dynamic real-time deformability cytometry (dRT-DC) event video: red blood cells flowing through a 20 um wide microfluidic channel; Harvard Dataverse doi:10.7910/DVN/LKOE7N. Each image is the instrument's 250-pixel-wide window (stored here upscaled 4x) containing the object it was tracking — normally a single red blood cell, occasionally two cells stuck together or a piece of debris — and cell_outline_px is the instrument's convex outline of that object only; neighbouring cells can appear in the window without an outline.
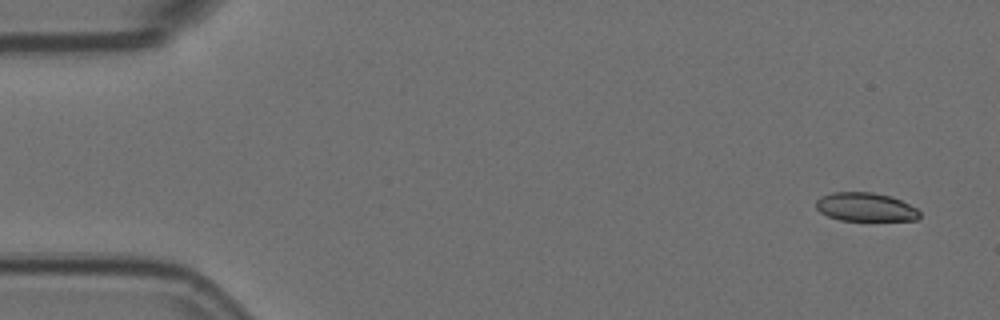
{"species": "Egyptian fruit bat (a non-hibernating species)", "species_latin": "Rousettus aegyptiacus", "temperature_condition": "room temperature", "stored_images_in_passage": 4, "camera_frame_rate_fps": 3000, "um_per_image_px": 0.085, "animal": {"sex": "female"}, "frame": {"image": 1, "passage_image": 1, "time_ms": 0.0, "image_size_px": [1000, 320], "cell_outline_px": [[920, 216], [916, 220], [840, 220], [828, 216], [820, 212], [816, 208], [816, 200], [820, 196], [832, 192], [872, 192], [892, 196], [916, 208], [920, 212]], "centroid_in_image_um": [73.54, 17.59], "position_along_channel_um": 11.5, "area_um2": 17.28}}
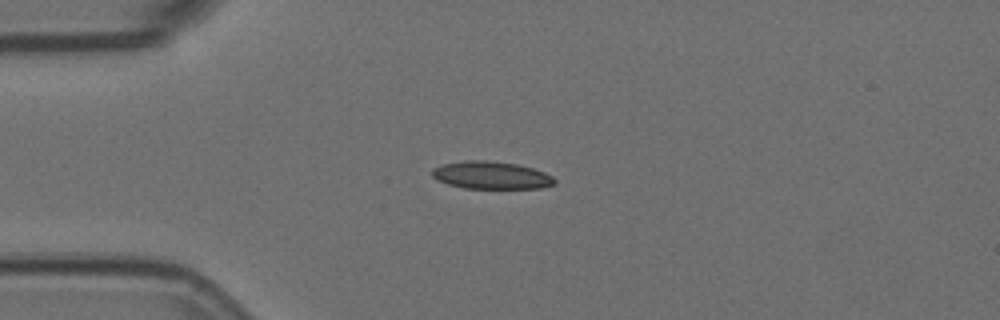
{"frame": {"image": 2, "passage_image": 4, "time_ms": 1.0, "image_size_px": [1000, 320], "cell_outline_px": [[556, 184], [540, 188], [464, 188], [448, 184], [436, 180], [432, 176], [432, 168], [444, 164], [468, 160], [488, 160], [516, 164], [532, 168], [544, 172], [552, 176], [556, 180]], "centroid_in_image_um": [41.75, 14.9], "position_along_channel_um": 43.2, "area_um2": 19.65}}